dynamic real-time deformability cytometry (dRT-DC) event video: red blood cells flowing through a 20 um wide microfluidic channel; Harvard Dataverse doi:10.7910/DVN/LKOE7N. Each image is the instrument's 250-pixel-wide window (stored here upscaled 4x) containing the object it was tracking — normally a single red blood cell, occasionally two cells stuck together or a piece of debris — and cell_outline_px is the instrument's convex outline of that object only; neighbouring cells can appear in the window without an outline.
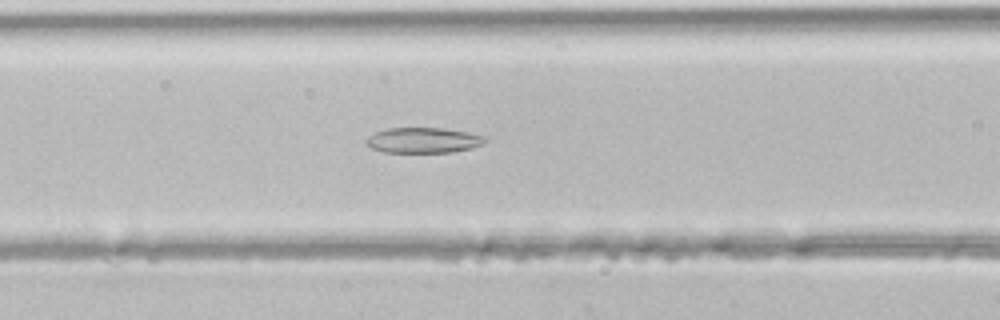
{"species": "common noctule bat (a hibernating species)", "species_latin": "Nyctalus noctula", "temperature_condition": "room temperature", "stored_images_in_passage": 31, "camera_frame_rate_fps": 3000, "um_per_image_px": 0.085, "animal": {"sex": "male", "body_mass_g": 21.5, "forearm_length_mm": 52.0}, "frame": {"image": 1, "passage_image": 6, "time_ms": 1.667, "image_size_px": [1000, 320], "cell_outline_px": [[488, 140], [484, 144], [472, 148], [452, 152], [384, 152], [372, 148], [364, 140], [368, 136], [376, 132], [388, 128], [444, 128], [468, 132], [488, 136]], "centroid_in_image_um": [36.05, 11.92], "position_along_channel_um": 130.6, "area_um2": 17.74}}
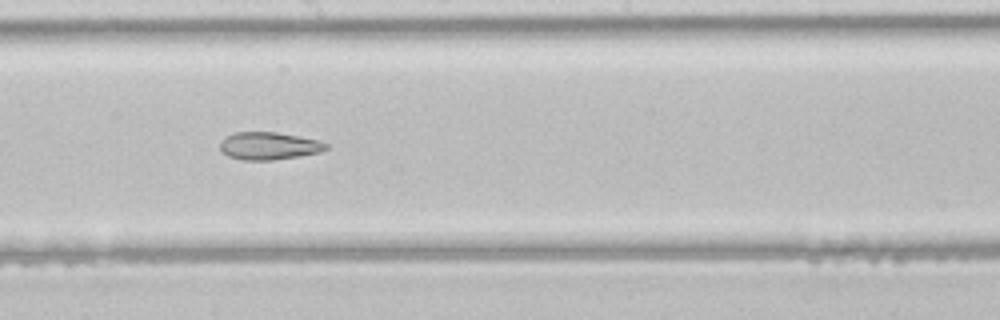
{"frame": {"image": 2, "passage_image": 12, "time_ms": 3.667, "image_size_px": [1000, 320], "cell_outline_px": [[328, 148], [320, 152], [300, 156], [272, 160], [244, 160], [228, 156], [220, 148], [220, 140], [232, 132], [276, 132], [300, 136], [320, 140], [328, 144]], "centroid_in_image_um": [22.87, 12.39], "position_along_channel_um": 225.3, "area_um2": 17.17}}
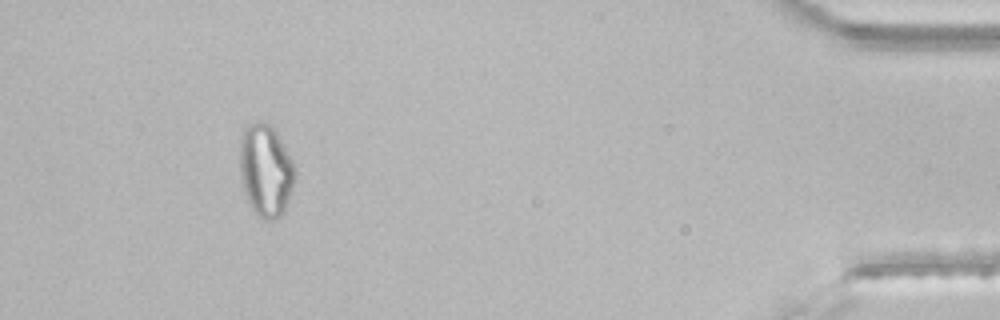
{"frame": {"image": 3, "passage_image": 28, "time_ms": 9.0, "image_size_px": [1000, 320], "cell_outline_px": [[292, 184], [288, 200], [284, 212], [276, 220], [264, 220], [252, 208], [244, 192], [240, 180], [240, 140], [244, 128], [248, 124], [268, 124], [276, 132], [292, 160]], "centroid_in_image_um": [22.54, 14.52], "position_along_channel_um": 412.7, "area_um2": 28.84}}